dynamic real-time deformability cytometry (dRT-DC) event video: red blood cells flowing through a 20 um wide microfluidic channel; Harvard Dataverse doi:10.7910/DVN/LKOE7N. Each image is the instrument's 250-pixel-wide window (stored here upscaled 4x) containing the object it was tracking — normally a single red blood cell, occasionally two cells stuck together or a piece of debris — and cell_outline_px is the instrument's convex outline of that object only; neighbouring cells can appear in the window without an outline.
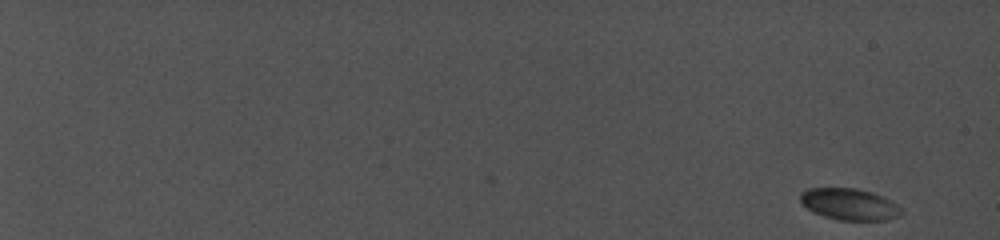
{"species": "common noctule bat (a hibernating species)", "species_latin": "Nyctalus noctula", "temperature_condition": "cold", "stored_images_in_passage": 66, "camera_frame_rate_fps": 5000, "um_per_image_px": 0.085, "animal": {"sex": "female", "body_mass_g": 19.0, "forearm_length_mm": 56.7}, "frame": {"image": 1, "passage_image": 1, "time_ms": 0.0, "image_size_px": [1000, 240], "cell_outline_px": [[904, 212], [888, 220], [840, 220], [824, 216], [808, 208], [800, 200], [800, 192], [808, 188], [856, 188], [872, 192], [884, 196], [892, 200]], "centroid_in_image_um": [72.22, 17.34], "position_along_channel_um": 12.8, "area_um2": 18.5}}
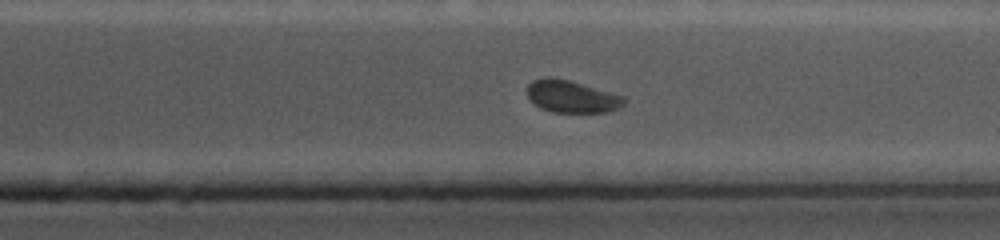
{"frame": {"image": 2, "passage_image": 60, "time_ms": 16.6, "image_size_px": [1000, 240], "cell_outline_px": [[624, 104], [616, 108], [604, 112], [552, 112], [540, 108], [528, 96], [528, 84], [532, 80], [544, 76], [552, 76], [568, 80], [624, 96]], "centroid_in_image_um": [48.54, 8.19], "position_along_channel_um": 362.9, "area_um2": 17.98}}
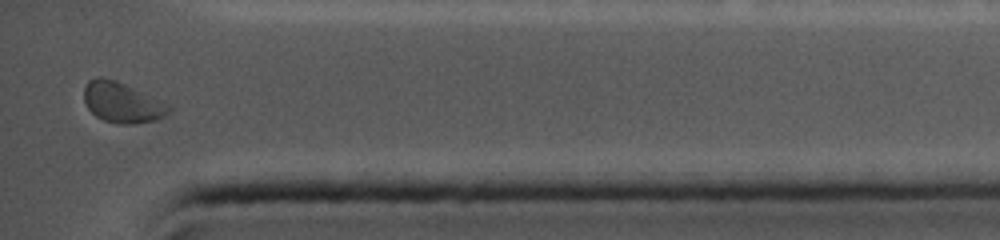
{"frame": {"image": 3, "passage_image": 66, "time_ms": 18.2, "image_size_px": [1000, 240], "cell_outline_px": [[172, 108], [164, 116], [156, 120], [136, 124], [116, 124], [104, 120], [96, 116], [88, 108], [84, 100], [84, 88], [88, 80], [96, 76], [100, 76], [116, 80]], "centroid_in_image_um": [10.3, 8.72], "position_along_channel_um": 424.9, "area_um2": 19.54}, "authors_computed_cell_mechanics": {"area_um2": 18.3804, "velocity_mm_per_s": 3.862, "shape_relaxation_time_tau1_ms": 9.2102, "shape_relaxation_time_tau2_ms": null, "deformation_change_tau1": 0.1081, "deformation_change_tau2": null}}